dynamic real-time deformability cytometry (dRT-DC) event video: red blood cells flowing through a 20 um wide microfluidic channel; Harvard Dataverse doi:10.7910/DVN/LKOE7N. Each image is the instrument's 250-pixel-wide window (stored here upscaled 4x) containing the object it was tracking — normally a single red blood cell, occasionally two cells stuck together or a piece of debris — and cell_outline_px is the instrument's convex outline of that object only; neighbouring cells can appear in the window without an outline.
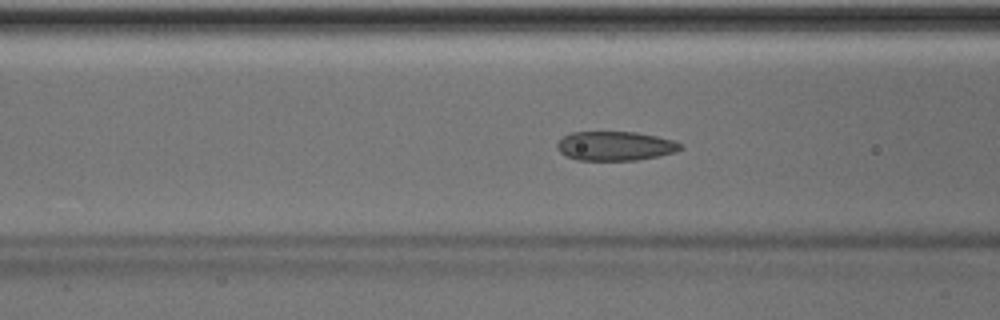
{"species": "Egyptian fruit bat (a non-hibernating species)", "species_latin": "Rousettus aegyptiacus", "temperature_condition": "room temperature", "stored_images_in_passage": 38, "camera_frame_rate_fps": 3000, "um_per_image_px": 0.085, "animal": {"sex": "male"}, "frame": {"image": 1, "passage_image": 7, "time_ms": 2.0, "image_size_px": [1000, 320], "cell_outline_px": [[684, 148], [676, 152], [660, 156], [636, 160], [576, 160], [560, 152], [556, 148], [556, 144], [564, 136], [572, 132], [636, 132], [656, 136], [672, 140], [684, 144]], "centroid_in_image_um": [52.33, 12.41], "position_along_channel_um": 114.3, "area_um2": 21.1}}
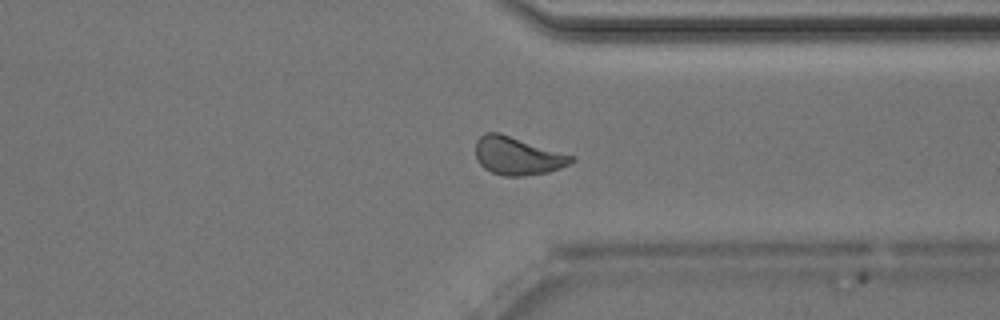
{"frame": {"image": 2, "passage_image": 26, "time_ms": 8.333, "image_size_px": [1000, 320], "cell_outline_px": [[576, 160], [560, 168], [548, 172], [524, 176], [504, 176], [492, 172], [484, 168], [476, 160], [476, 140], [484, 132], [500, 132], [576, 156]], "centroid_in_image_um": [44.0, 13.24], "position_along_channel_um": 367.4, "area_um2": 21.5}}
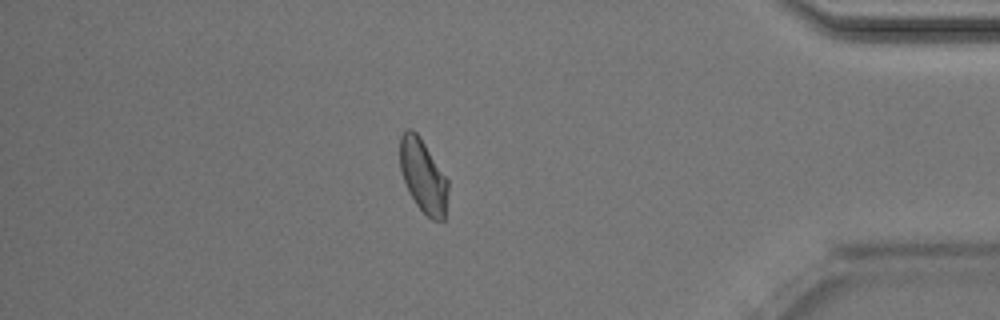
{"frame": {"image": 3, "passage_image": 31, "time_ms": 10.0, "image_size_px": [1000, 320], "cell_outline_px": [[448, 188], [444, 220], [432, 220], [416, 204], [408, 192], [400, 168], [400, 136], [408, 128], [412, 128], [420, 136], [448, 180]], "centroid_in_image_um": [35.96, 14.94], "position_along_channel_um": 399.2, "area_um2": 20.4}, "authors_computed_cell_mechanics": {"area_um2": 20.8369, "velocity_mm_per_s": 4.0046, "shape_relaxation_time_tau1_ms": 5.238, "shape_relaxation_time_tau2_ms": 2.2734, "deformation_change_tau1": 0.1104, "deformation_change_tau2": 0.0803}}